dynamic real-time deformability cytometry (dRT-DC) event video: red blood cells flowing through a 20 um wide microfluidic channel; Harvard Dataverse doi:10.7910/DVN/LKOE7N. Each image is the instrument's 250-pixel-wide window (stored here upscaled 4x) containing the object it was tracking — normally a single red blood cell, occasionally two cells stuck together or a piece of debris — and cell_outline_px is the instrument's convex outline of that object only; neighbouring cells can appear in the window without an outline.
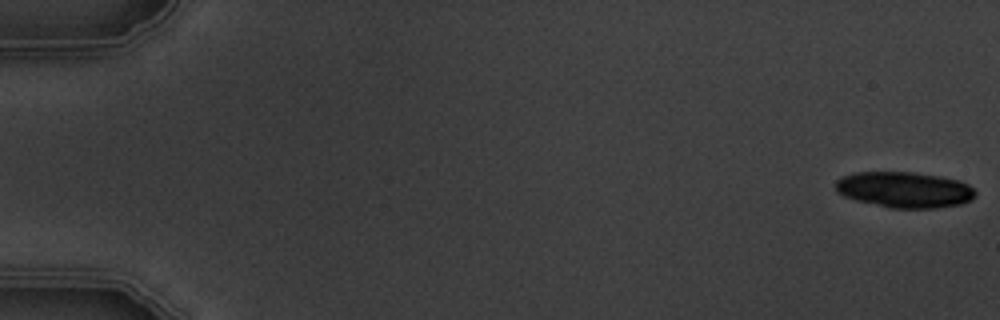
{"species": "common noctule bat (a hibernating species)", "species_latin": "Nyctalus noctula", "temperature_condition": "warm", "stored_images_in_passage": 3, "camera_frame_rate_fps": 3000, "um_per_image_px": 0.085, "animal": {"sex": "male", "body_mass_g": 19.5, "forearm_length_mm": 54.6}, "frame": {"image": 1, "passage_image": 1, "time_ms": 0.0, "image_size_px": [1000, 320], "cell_outline_px": [[976, 196], [972, 200], [960, 204], [936, 208], [888, 208], [856, 200], [844, 196], [836, 192], [836, 180], [840, 176], [856, 172], [912, 172], [940, 176], [960, 180], [968, 184], [976, 192]], "centroid_in_image_um": [76.88, 16.12], "position_along_channel_um": 8.1, "area_um2": 29.48}}